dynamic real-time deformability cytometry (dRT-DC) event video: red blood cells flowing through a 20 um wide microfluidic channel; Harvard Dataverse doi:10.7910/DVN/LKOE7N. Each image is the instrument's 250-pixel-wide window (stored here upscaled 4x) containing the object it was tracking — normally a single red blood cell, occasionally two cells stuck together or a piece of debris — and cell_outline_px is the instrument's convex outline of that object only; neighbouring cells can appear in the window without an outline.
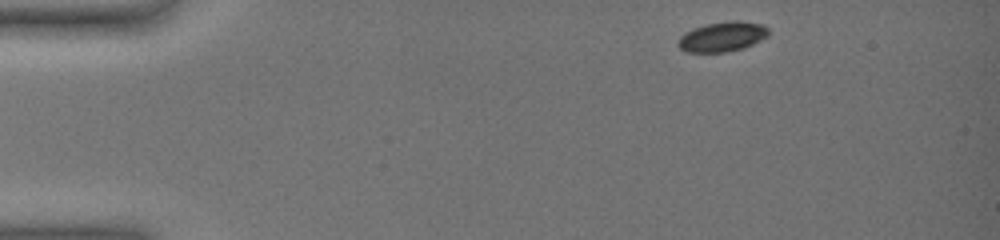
{"species": "common noctule bat (a hibernating species)", "species_latin": "Nyctalus noctula", "temperature_condition": "warm", "stored_images_in_passage": 48, "camera_frame_rate_fps": 3000, "um_per_image_px": 0.085, "animal": {"sex": "female", "body_mass_g": 19.0, "forearm_length_mm": 51.5}, "frame": {"image": 1, "passage_image": 1, "time_ms": 0.0, "image_size_px": [1000, 240], "cell_outline_px": [[768, 36], [744, 48], [724, 52], [684, 52], [676, 44], [680, 36], [684, 32], [692, 28], [708, 24], [732, 20], [740, 20], [764, 24], [768, 28]], "centroid_in_image_um": [61.38, 3.11], "position_along_channel_um": 23.6, "area_um2": 15.9}}
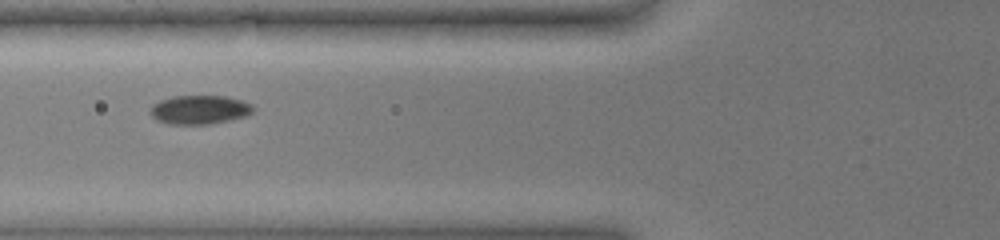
{"frame": {"image": 2, "passage_image": 16, "time_ms": 5.0, "image_size_px": [1000, 240], "cell_outline_px": [[256, 108], [252, 112], [244, 116], [228, 120], [208, 124], [168, 124], [156, 120], [152, 116], [152, 104], [160, 100], [172, 96], [228, 96], [244, 100], [252, 104]], "centroid_in_image_um": [16.99, 9.31], "position_along_channel_um": 108.8, "area_um2": 17.34}}
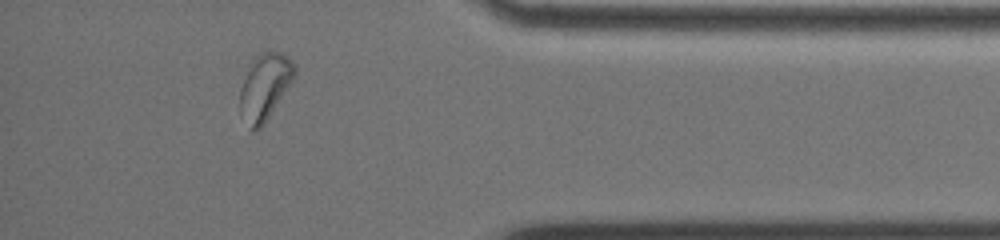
{"frame": {"image": 3, "passage_image": 43, "time_ms": 14.0, "image_size_px": [1000, 240], "cell_outline_px": [[296, 72], [292, 80], [260, 128], [252, 132], [248, 128], [240, 112], [240, 92], [244, 80], [256, 56], [260, 52], [268, 48], [280, 52], [288, 56], [292, 60], [296, 68]], "centroid_in_image_um": [22.51, 7.34], "position_along_channel_um": 412.7, "area_um2": 20.63}, "authors_computed_cell_mechanics": {"area_um2": 16.7042, "velocity_mm_per_s": 3.5228, "shape_relaxation_time_tau1_ms": 3.6662, "shape_relaxation_time_tau2_ms": 2.5168, "deformation_change_tau1": 0.0836, "deformation_change_tau2": 0.0396}}